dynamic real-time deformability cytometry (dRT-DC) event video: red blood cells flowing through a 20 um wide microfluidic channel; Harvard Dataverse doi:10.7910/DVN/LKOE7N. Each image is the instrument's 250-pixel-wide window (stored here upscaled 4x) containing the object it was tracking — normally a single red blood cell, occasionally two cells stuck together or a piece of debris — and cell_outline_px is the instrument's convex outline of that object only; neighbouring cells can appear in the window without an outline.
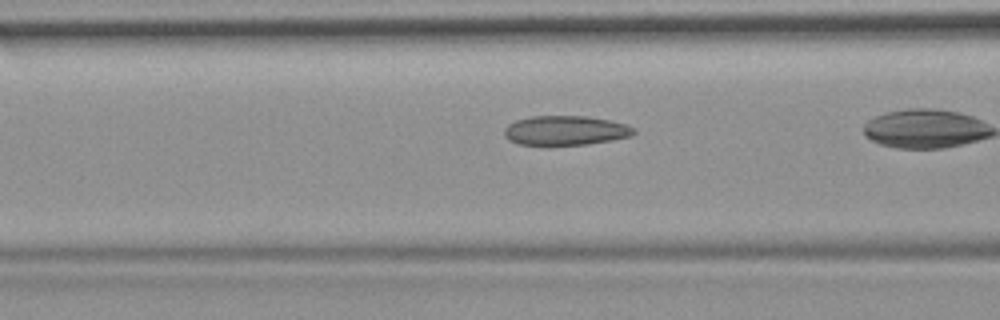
{"species": "common noctule bat (a hibernating species)", "species_latin": "Nyctalus noctula", "temperature_condition": "room temperature", "stored_images_in_passage": 17, "camera_frame_rate_fps": 3000, "um_per_image_px": 0.085, "animal": {"sex": "female", "body_mass_g": 19.9}, "frame": {"image": 1, "passage_image": 15, "time_ms": 4.667, "image_size_px": [1000, 320], "cell_outline_px": [[636, 132], [632, 136], [612, 140], [588, 144], [516, 144], [508, 140], [504, 136], [504, 128], [508, 124], [516, 120], [532, 116], [588, 116], [608, 120], [624, 124], [636, 128]], "centroid_in_image_um": [48.06, 11.08], "position_along_channel_um": 118.5, "area_um2": 22.2}}